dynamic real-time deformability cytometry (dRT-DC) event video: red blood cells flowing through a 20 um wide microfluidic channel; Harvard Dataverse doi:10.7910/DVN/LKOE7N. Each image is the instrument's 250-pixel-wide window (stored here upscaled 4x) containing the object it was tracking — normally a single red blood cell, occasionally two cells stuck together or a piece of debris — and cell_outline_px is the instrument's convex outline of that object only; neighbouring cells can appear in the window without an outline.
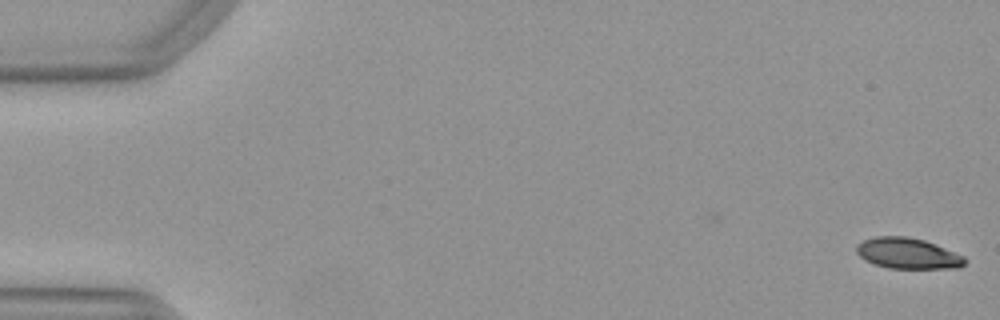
{"species": "Egyptian fruit bat (a non-hibernating species)", "species_latin": "Rousettus aegyptiacus", "temperature_condition": "warm", "stored_images_in_passage": 2, "camera_frame_rate_fps": 3000, "um_per_image_px": 0.085, "animal": {"sex": "female"}, "frame": {"image": 1, "passage_image": 2, "time_ms": 0.333, "image_size_px": [1000, 320], "cell_outline_px": [[968, 260], [960, 268], [888, 268], [872, 264], [864, 260], [856, 252], [856, 244], [864, 240], [876, 236], [908, 236], [924, 240], [964, 256]], "centroid_in_image_um": [77.13, 21.54], "position_along_channel_um": 7.9, "area_um2": 19.54}}